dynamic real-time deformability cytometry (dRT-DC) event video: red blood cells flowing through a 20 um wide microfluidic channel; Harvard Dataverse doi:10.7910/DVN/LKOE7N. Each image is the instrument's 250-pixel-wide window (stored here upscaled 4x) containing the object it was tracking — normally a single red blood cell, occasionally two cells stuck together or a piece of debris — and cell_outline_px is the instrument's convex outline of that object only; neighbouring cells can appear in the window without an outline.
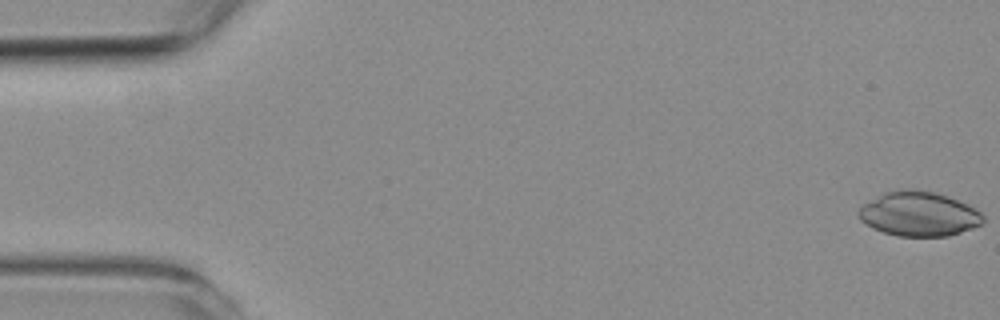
{"species": "common noctule bat (a hibernating species)", "species_latin": "Nyctalus noctula", "temperature_condition": "room temperature", "stored_images_in_passage": 52, "camera_frame_rate_fps": 3000, "um_per_image_px": 0.085, "animal": {"sex": "female", "body_mass_g": 19.3, "forearm_length_mm": 54.1}, "frame": {"image": 1, "passage_image": 1, "time_ms": 0.0, "image_size_px": [1000, 320], "cell_outline_px": [[984, 220], [980, 224], [972, 228], [948, 236], [896, 236], [872, 228], [860, 220], [856, 212], [864, 204], [884, 192], [904, 188], [916, 188], [936, 192], [948, 196], [976, 208], [984, 216]], "centroid_in_image_um": [78.09, 18.17], "position_along_channel_um": 6.9, "area_um2": 32.48}}